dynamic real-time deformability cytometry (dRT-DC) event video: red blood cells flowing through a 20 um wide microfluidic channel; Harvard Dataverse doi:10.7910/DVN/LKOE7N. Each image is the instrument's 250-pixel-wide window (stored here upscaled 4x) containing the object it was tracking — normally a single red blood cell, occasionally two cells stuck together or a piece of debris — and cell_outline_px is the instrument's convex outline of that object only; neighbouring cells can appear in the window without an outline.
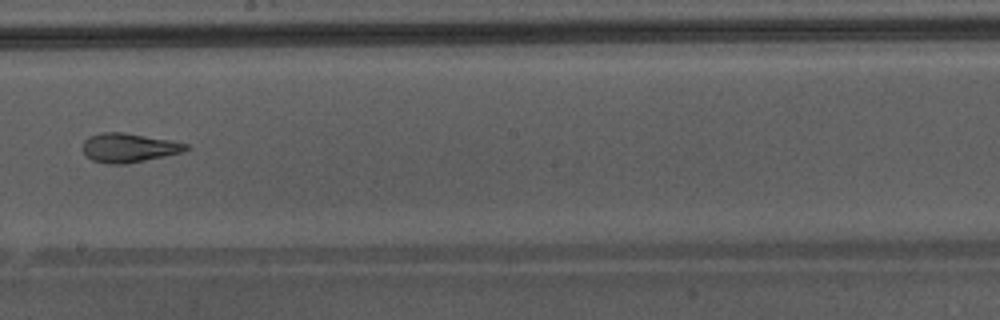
{"species": "Egyptian fruit bat (a non-hibernating species)", "species_latin": "Rousettus aegyptiacus", "temperature_condition": "warm", "stored_images_in_passage": 34, "camera_frame_rate_fps": 3000, "um_per_image_px": 0.085, "animal": {"sex": "male"}, "frame": {"image": 1, "passage_image": 15, "time_ms": 4.667, "image_size_px": [1000, 320], "cell_outline_px": [[192, 148], [180, 152], [164, 156], [124, 164], [108, 164], [92, 160], [80, 148], [84, 140], [88, 136], [100, 132], [124, 132], [168, 140], [188, 144]], "centroid_in_image_um": [10.89, 12.55], "position_along_channel_um": 237.3, "area_um2": 17.46}, "authors_computed_cell_mechanics": {"area_um2": 18.4382, "velocity_mm_per_s": 4.3714, "shape_relaxation_time_tau1_ms": null, "shape_relaxation_time_tau2_ms": 1.3004, "deformation_change_tau1": null, "deformation_change_tau2": 0.0813}}